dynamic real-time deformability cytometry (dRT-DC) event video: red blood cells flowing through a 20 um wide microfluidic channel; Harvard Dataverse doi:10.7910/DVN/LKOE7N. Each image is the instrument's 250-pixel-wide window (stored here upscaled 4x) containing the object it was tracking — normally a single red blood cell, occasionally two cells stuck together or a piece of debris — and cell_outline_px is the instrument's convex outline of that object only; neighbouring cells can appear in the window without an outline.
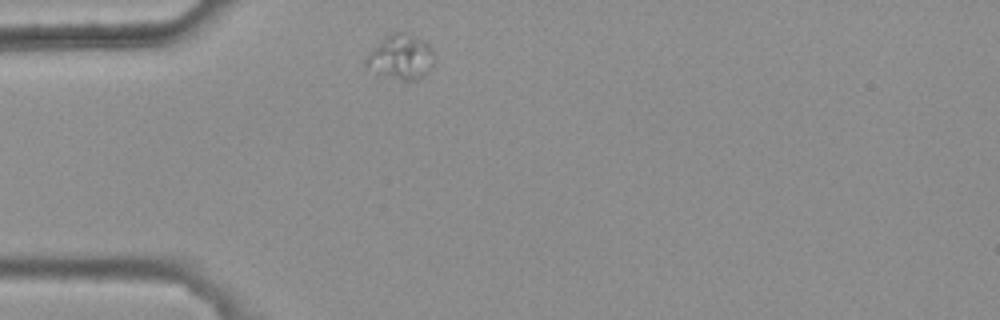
{"species": "common noctule bat (a hibernating species)", "species_latin": "Nyctalus noctula", "temperature_condition": "warm", "stored_images_in_passage": 1, "camera_frame_rate_fps": 3000, "um_per_image_px": 0.085, "animal": {"sex": "female", "body_mass_g": 25.1}, "frame": {"image": 1, "passage_image": 1, "time_ms": 0.0, "image_size_px": [1000, 320], "cell_outline_px": [[432, 68], [428, 72], [416, 80], [400, 80], [376, 76], [364, 64], [364, 60], [368, 52], [380, 40], [392, 32], [404, 32], [424, 40], [428, 44], [432, 52]], "centroid_in_image_um": [33.99, 4.87], "position_along_channel_um": 51.0, "area_um2": 18.15}}